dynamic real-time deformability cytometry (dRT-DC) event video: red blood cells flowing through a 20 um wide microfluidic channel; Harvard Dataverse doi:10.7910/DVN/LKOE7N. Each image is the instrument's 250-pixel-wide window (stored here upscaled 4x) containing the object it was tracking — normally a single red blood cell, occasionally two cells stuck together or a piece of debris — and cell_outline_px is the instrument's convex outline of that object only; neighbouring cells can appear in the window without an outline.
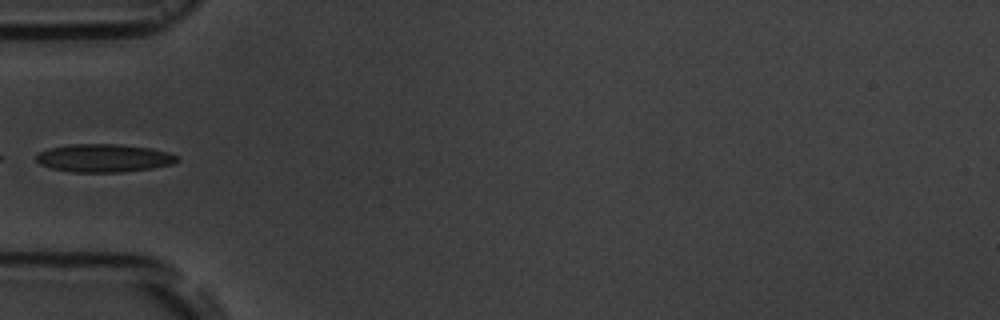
{"species": "common noctule bat (a hibernating species)", "species_latin": "Nyctalus noctula", "temperature_condition": "room temperature", "stored_images_in_passage": 6, "camera_frame_rate_fps": 3000, "um_per_image_px": 0.085, "animal": {"sex": "male", "body_mass_g": 19.5, "forearm_length_mm": 54.6}, "frame": {"image": 1, "passage_image": 5, "time_ms": 4.667, "image_size_px": [1000, 320], "cell_outline_px": [[180, 160], [172, 164], [152, 168], [120, 172], [68, 172], [52, 168], [40, 164], [36, 160], [36, 156], [40, 152], [48, 148], [72, 144], [120, 144], [152, 148], [168, 152], [176, 156]], "centroid_in_image_um": [8.83, 13.43], "position_along_channel_um": 76.2, "area_um2": 23.06}}
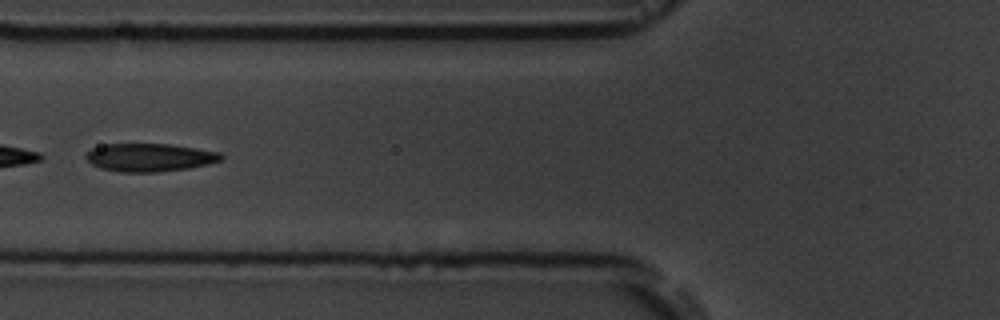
{"frame": {"image": 2, "passage_image": 6, "time_ms": 5.667, "image_size_px": [1000, 320], "cell_outline_px": [[224, 156], [220, 160], [208, 164], [188, 168], [156, 172], [120, 172], [100, 168], [92, 164], [84, 156], [92, 148], [104, 144], [168, 144], [196, 148], [220, 152]], "centroid_in_image_um": [12.71, 13.38], "position_along_channel_um": 113.1, "area_um2": 22.02}}